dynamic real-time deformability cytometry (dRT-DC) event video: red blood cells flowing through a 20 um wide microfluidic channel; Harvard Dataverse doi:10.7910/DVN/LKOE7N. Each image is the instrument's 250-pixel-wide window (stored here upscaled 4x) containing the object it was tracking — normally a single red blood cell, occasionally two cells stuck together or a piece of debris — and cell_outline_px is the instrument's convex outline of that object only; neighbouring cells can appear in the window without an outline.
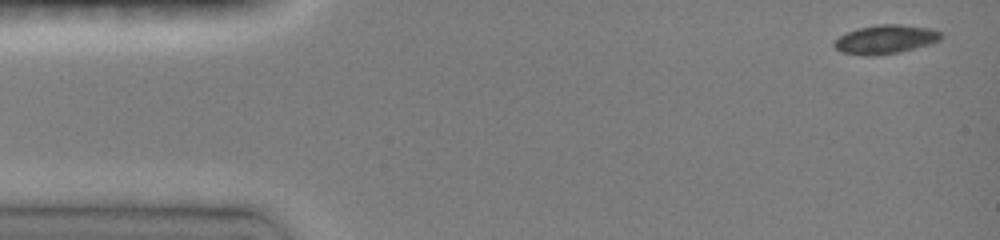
{"species": "common noctule bat (a hibernating species)", "species_latin": "Nyctalus noctula", "temperature_condition": "room temperature", "stored_images_in_passage": 14, "camera_frame_rate_fps": 3000, "um_per_image_px": 0.085, "animal": {"sex": "female", "body_mass_g": 19.0, "forearm_length_mm": 51.5}, "frame": {"image": 1, "passage_image": 1, "time_ms": 0.0, "image_size_px": [1000, 240], "cell_outline_px": [[944, 36], [940, 40], [916, 48], [900, 52], [872, 56], [864, 56], [840, 52], [832, 44], [840, 36], [856, 28], [876, 24], [900, 24], [928, 28], [940, 32]], "centroid_in_image_um": [75.24, 3.35], "position_along_channel_um": 9.8, "area_um2": 18.03}}
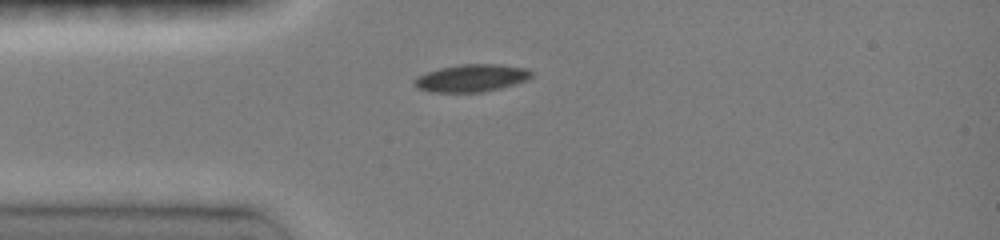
{"frame": {"image": 2, "passage_image": 8, "time_ms": 3.333, "image_size_px": [1000, 240], "cell_outline_px": [[532, 76], [524, 80], [500, 88], [480, 92], [432, 92], [416, 88], [412, 84], [412, 80], [428, 72], [440, 68], [460, 64], [496, 64], [528, 68], [532, 72]], "centroid_in_image_um": [40.04, 6.63], "position_along_channel_um": 45.0, "area_um2": 18.55}}
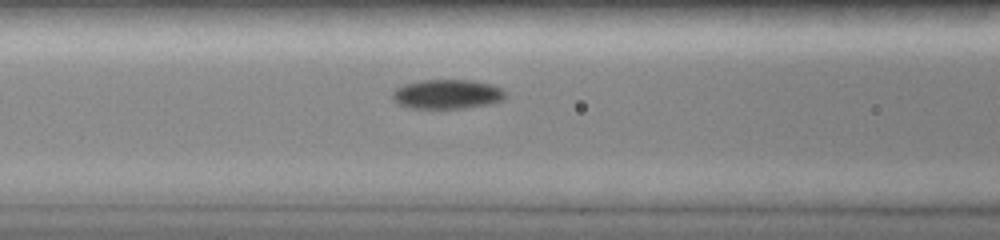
{"frame": {"image": 3, "passage_image": 14, "time_ms": 5.667, "image_size_px": [1000, 240], "cell_outline_px": [[508, 96], [504, 100], [488, 104], [464, 108], [408, 108], [392, 100], [392, 92], [396, 88], [404, 84], [420, 80], [472, 80], [492, 84], [504, 88], [508, 92]], "centroid_in_image_um": [38.06, 8.0], "position_along_channel_um": 128.5, "area_um2": 19.71}}